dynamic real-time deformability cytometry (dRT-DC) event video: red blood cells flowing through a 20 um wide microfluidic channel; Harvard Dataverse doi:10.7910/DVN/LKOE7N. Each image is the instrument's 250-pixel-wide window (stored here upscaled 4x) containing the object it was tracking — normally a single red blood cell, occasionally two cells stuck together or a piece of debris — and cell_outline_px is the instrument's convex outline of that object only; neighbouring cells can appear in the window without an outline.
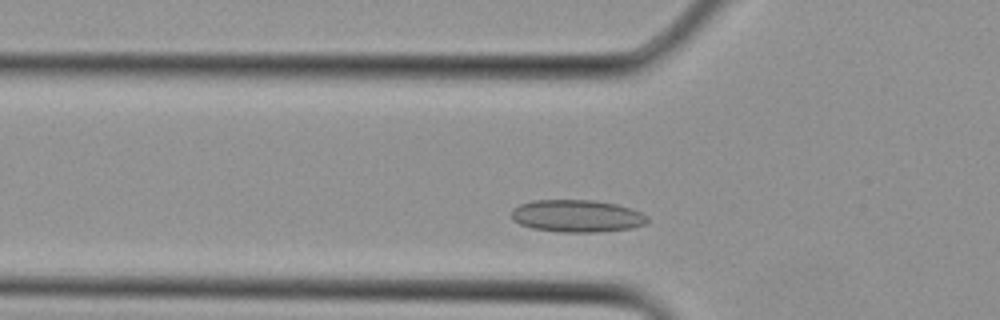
{"species": "Egyptian fruit bat (a non-hibernating species)", "species_latin": "Rousettus aegyptiacus", "temperature_condition": "cold", "stored_images_in_passage": 9, "camera_frame_rate_fps": 3000, "um_per_image_px": 0.085, "animal": {"sex": "female"}, "frame": {"image": 1, "passage_image": 3, "time_ms": 0.667, "image_size_px": [1000, 320], "cell_outline_px": [[648, 220], [644, 224], [632, 228], [596, 232], [560, 232], [532, 228], [520, 224], [512, 220], [512, 208], [520, 204], [532, 200], [592, 200], [616, 204], [632, 208], [648, 216]], "centroid_in_image_um": [49.03, 18.35], "position_along_channel_um": 76.8, "area_um2": 25.66}}
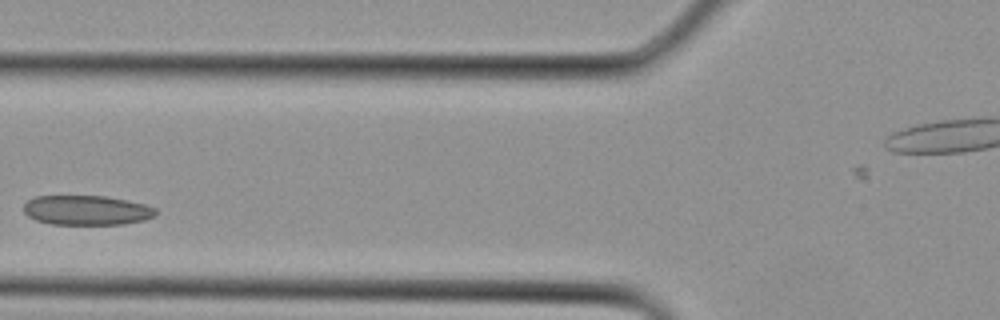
{"frame": {"image": 2, "passage_image": 5, "time_ms": 1.333, "image_size_px": [1000, 320], "cell_outline_px": [[156, 216], [144, 220], [124, 224], [52, 224], [36, 220], [28, 216], [24, 212], [24, 204], [28, 200], [36, 196], [104, 196], [128, 200], [144, 204], [156, 208]], "centroid_in_image_um": [7.38, 17.87], "position_along_channel_um": 118.4, "area_um2": 22.83}}
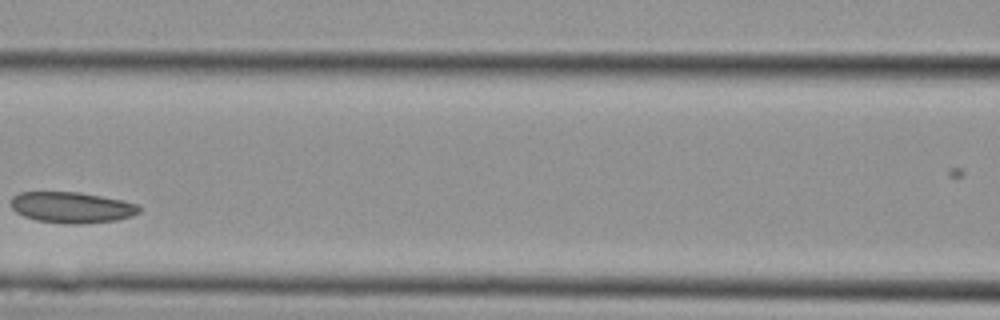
{"frame": {"image": 3, "passage_image": 7, "time_ms": 2.0, "image_size_px": [1000, 320], "cell_outline_px": [[140, 212], [132, 216], [116, 220], [84, 224], [64, 224], [36, 220], [24, 216], [16, 212], [12, 208], [12, 196], [20, 192], [80, 192], [120, 200], [136, 204], [140, 208]], "centroid_in_image_um": [6.08, 17.64], "position_along_channel_um": 160.5, "area_um2": 23.12}}